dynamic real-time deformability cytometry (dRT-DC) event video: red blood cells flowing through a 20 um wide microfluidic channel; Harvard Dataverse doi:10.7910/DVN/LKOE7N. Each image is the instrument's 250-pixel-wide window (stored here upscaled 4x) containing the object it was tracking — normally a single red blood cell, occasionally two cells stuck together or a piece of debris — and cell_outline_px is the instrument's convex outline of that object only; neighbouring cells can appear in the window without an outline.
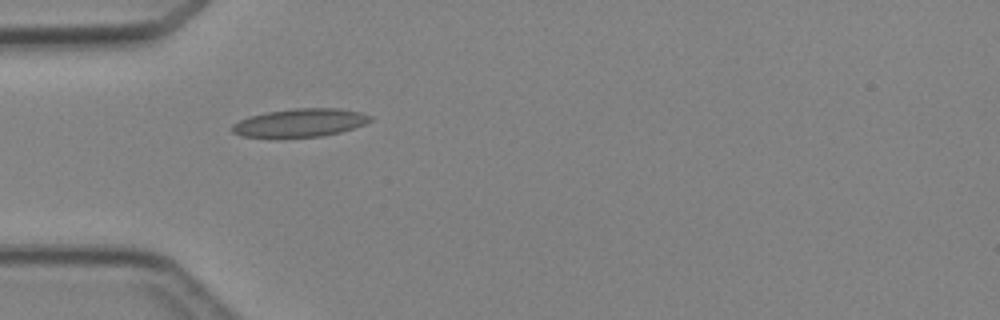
{"species": "Egyptian fruit bat (a non-hibernating species)", "species_latin": "Rousettus aegyptiacus", "temperature_condition": "cold", "stored_images_in_passage": 1, "camera_frame_rate_fps": 3000, "um_per_image_px": 0.085, "animal": {"sex": "female"}, "frame": {"image": 1, "passage_image": 1, "time_ms": 0.0, "image_size_px": [1000, 320], "cell_outline_px": [[372, 120], [364, 124], [340, 132], [320, 136], [240, 136], [232, 132], [232, 124], [248, 116], [268, 112], [292, 108], [340, 108], [360, 112], [372, 116]], "centroid_in_image_um": [25.52, 10.41], "position_along_channel_um": 59.5, "area_um2": 22.31}}